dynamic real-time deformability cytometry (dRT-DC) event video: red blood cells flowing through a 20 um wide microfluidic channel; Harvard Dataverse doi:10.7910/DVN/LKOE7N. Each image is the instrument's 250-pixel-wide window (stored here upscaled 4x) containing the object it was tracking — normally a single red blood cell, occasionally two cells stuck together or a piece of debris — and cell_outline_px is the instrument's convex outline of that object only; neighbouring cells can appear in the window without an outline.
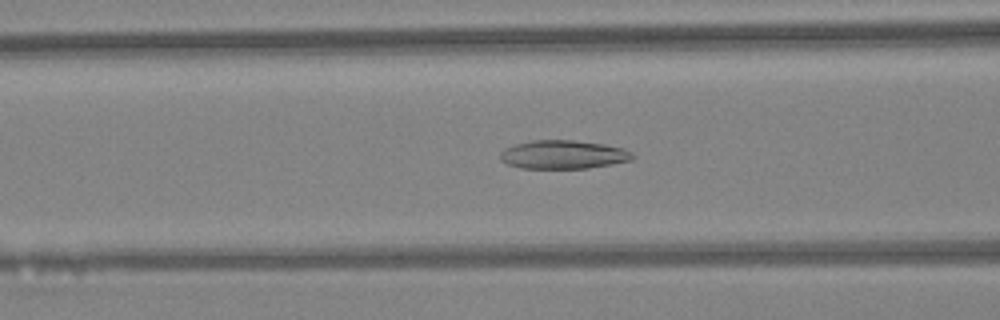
{"species": "Egyptian fruit bat (a non-hibernating species)", "species_latin": "Rousettus aegyptiacus", "temperature_condition": "warm", "stored_images_in_passage": 48, "camera_frame_rate_fps": 3000, "um_per_image_px": 0.085, "animal": {"sex": "female"}, "frame": {"image": 1, "passage_image": 20, "time_ms": 6.333, "image_size_px": [1000, 320], "cell_outline_px": [[636, 156], [632, 160], [612, 164], [588, 168], [520, 168], [508, 164], [500, 160], [500, 152], [504, 148], [516, 144], [532, 140], [572, 140], [604, 144], [624, 148], [632, 152]], "centroid_in_image_um": [47.89, 13.14], "position_along_channel_um": 118.7, "area_um2": 22.14}}
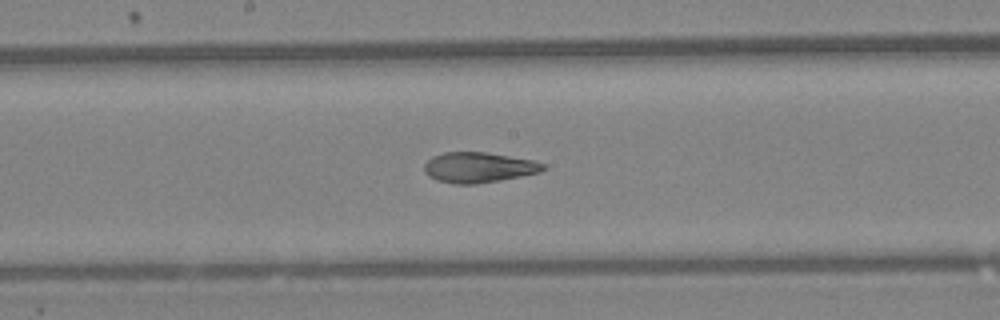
{"frame": {"image": 2, "passage_image": 26, "time_ms": 8.333, "image_size_px": [1000, 320], "cell_outline_px": [[548, 168], [540, 172], [500, 180], [476, 184], [452, 184], [436, 180], [428, 176], [424, 172], [424, 164], [432, 156], [444, 152], [484, 152], [532, 160], [544, 164]], "centroid_in_image_um": [40.65, 14.24], "position_along_channel_um": 207.6, "area_um2": 21.04}}
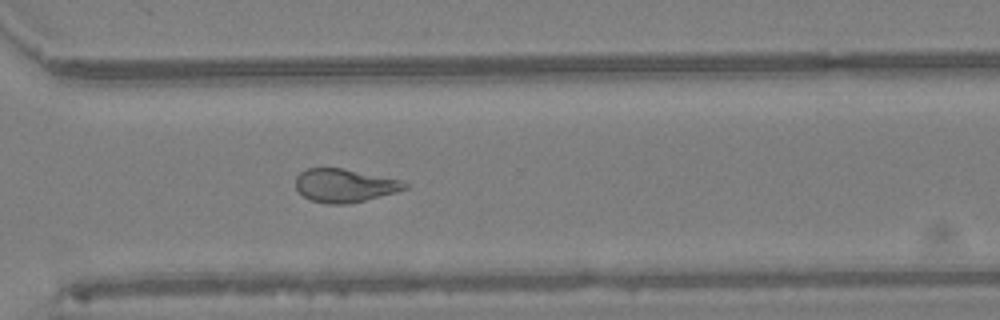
{"frame": {"image": 3, "passage_image": 35, "time_ms": 11.333, "image_size_px": [1000, 320], "cell_outline_px": [[408, 188], [396, 192], [364, 200], [344, 204], [328, 204], [312, 200], [304, 196], [296, 188], [296, 176], [300, 172], [308, 168], [344, 168], [400, 180], [408, 184]], "centroid_in_image_um": [29.28, 15.76], "position_along_channel_um": 341.3, "area_um2": 20.98}, "authors_computed_cell_mechanics": {"area_um2": 22.831, "velocity_mm_per_s": 4.4596, "shape_relaxation_time_tau1_ms": null, "shape_relaxation_time_tau2_ms": 2.4117, "deformation_change_tau1": null, "deformation_change_tau2": 0.1041}}